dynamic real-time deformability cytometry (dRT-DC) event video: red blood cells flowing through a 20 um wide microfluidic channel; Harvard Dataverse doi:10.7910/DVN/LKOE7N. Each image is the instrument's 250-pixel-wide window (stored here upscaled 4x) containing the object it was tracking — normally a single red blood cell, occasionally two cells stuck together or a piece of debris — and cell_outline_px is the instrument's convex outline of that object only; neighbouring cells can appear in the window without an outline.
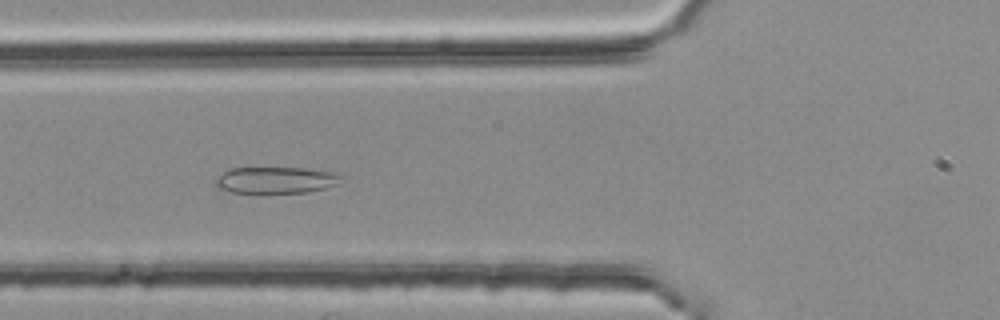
{"species": "common noctule bat (a hibernating species)", "species_latin": "Nyctalus noctula", "temperature_condition": "room temperature", "stored_images_in_passage": 52, "segment_of_instrument_passage": [2, 2], "camera_frame_rate_fps": 3000, "um_per_image_px": 0.085, "animal": {"sex": "female", "body_mass_g": 25.1}, "frame": {"image": 1, "passage_image": 20, "time_ms": 6.333, "image_size_px": [1000, 320], "cell_outline_px": [[344, 176], [336, 184], [324, 188], [308, 192], [232, 192], [216, 188], [216, 180], [224, 172], [232, 168], [308, 168], [336, 172]], "centroid_in_image_um": [23.49, 15.29], "position_along_channel_um": 102.3, "area_um2": 19.19}}
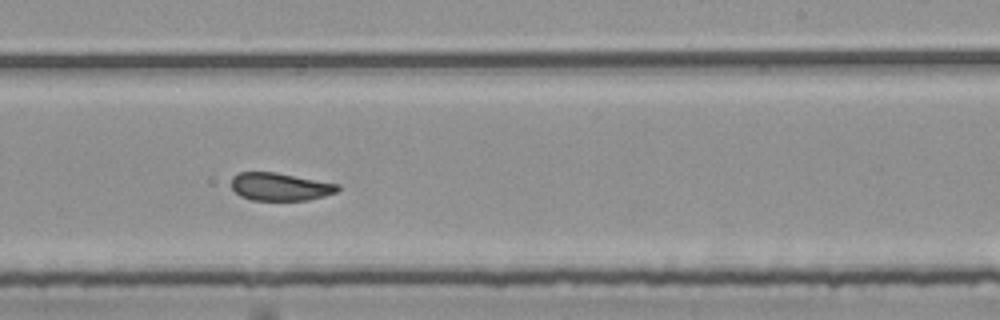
{"frame": {"image": 2, "passage_image": 33, "time_ms": 10.667, "image_size_px": [1000, 320], "cell_outline_px": [[340, 188], [336, 192], [324, 196], [308, 200], [252, 200], [240, 196], [232, 188], [232, 176], [240, 172], [276, 172], [340, 184]], "centroid_in_image_um": [23.82, 15.87], "position_along_channel_um": 265.2, "area_um2": 17.28}}
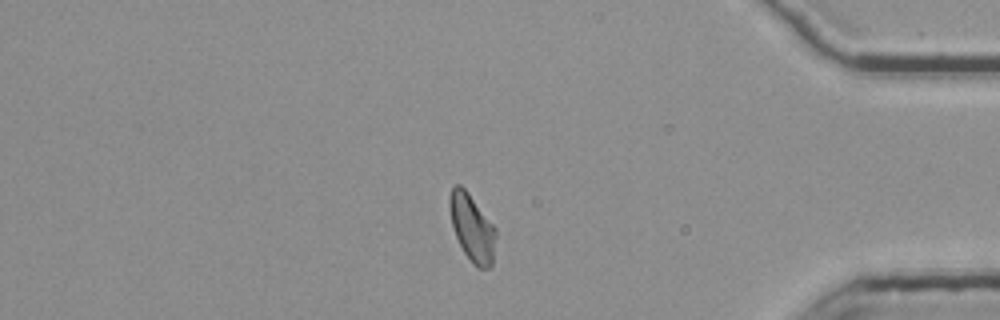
{"frame": {"image": 3, "passage_image": 46, "time_ms": 15.0, "image_size_px": [1000, 320], "cell_outline_px": [[496, 236], [492, 264], [488, 268], [476, 268], [472, 264], [464, 252], [456, 236], [452, 224], [448, 204], [448, 200], [452, 188], [456, 184], [460, 184], [468, 192], [496, 228]], "centroid_in_image_um": [40.13, 19.36], "position_along_channel_um": 395.1, "area_um2": 18.03}}